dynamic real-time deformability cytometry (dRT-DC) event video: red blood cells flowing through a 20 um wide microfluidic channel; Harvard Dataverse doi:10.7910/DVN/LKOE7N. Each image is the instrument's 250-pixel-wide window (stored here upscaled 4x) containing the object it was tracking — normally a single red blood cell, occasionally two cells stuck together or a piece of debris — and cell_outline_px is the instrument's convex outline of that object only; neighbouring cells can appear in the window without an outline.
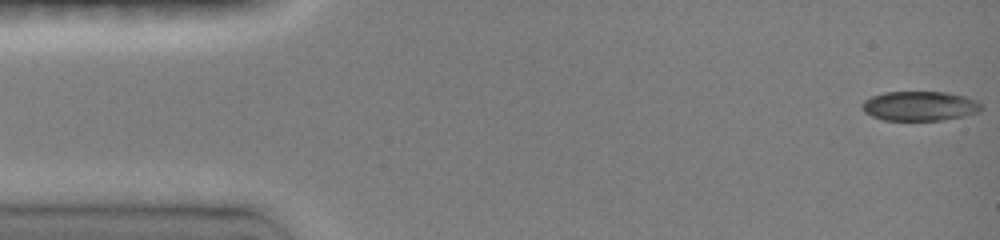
{"species": "common noctule bat (a hibernating species)", "species_latin": "Nyctalus noctula", "temperature_condition": "room temperature", "stored_images_in_passage": 27, "camera_frame_rate_fps": 3000, "um_per_image_px": 0.085, "animal": {"sex": "female", "body_mass_g": 19.0, "forearm_length_mm": 51.5}, "frame": {"image": 1, "passage_image": 1, "time_ms": 0.0, "image_size_px": [1000, 240], "cell_outline_px": [[984, 108], [980, 112], [964, 116], [940, 120], [884, 120], [872, 116], [864, 112], [860, 108], [860, 104], [864, 100], [872, 96], [884, 92], [948, 92], [964, 96], [976, 100], [984, 104]], "centroid_in_image_um": [78.19, 9.01], "position_along_channel_um": 6.8, "area_um2": 20.81}}
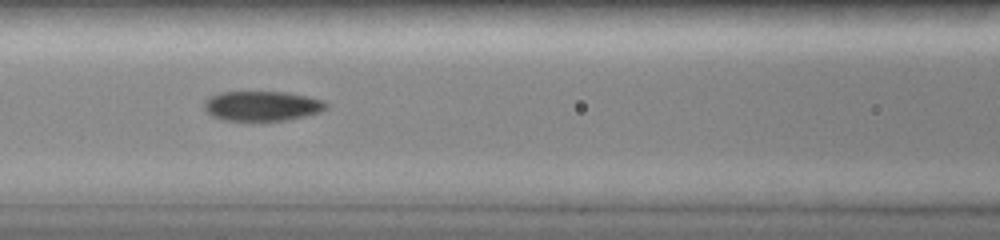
{"frame": {"image": 2, "passage_image": 9, "time_ms": 6.333, "image_size_px": [1000, 240], "cell_outline_px": [[328, 108], [320, 112], [304, 116], [284, 120], [224, 120], [212, 116], [204, 108], [204, 100], [220, 92], [288, 92], [308, 96], [324, 100], [328, 104]], "centroid_in_image_um": [22.3, 8.99], "position_along_channel_um": 144.3, "area_um2": 21.15}}
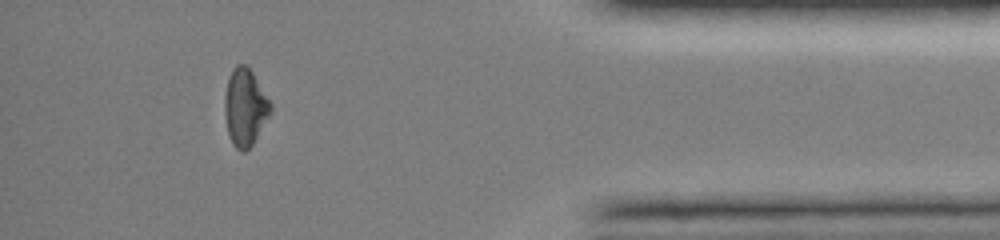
{"frame": {"image": 3, "passage_image": 25, "time_ms": 13.667, "image_size_px": [1000, 240], "cell_outline_px": [[272, 108], [268, 116], [252, 144], [244, 152], [240, 152], [232, 144], [228, 136], [224, 112], [224, 96], [228, 80], [232, 68], [236, 64], [244, 64], [252, 72], [272, 104]], "centroid_in_image_um": [20.8, 9.12], "position_along_channel_um": 414.4, "area_um2": 20.46}, "authors_computed_cell_mechanics": {"area_um2": 20.9236, "velocity_mm_per_s": 4.0789, "shape_relaxation_time_tau1_ms": 5.9099, "shape_relaxation_time_tau2_ms": null, "deformation_change_tau1": 0.1683, "deformation_change_tau2": null}}